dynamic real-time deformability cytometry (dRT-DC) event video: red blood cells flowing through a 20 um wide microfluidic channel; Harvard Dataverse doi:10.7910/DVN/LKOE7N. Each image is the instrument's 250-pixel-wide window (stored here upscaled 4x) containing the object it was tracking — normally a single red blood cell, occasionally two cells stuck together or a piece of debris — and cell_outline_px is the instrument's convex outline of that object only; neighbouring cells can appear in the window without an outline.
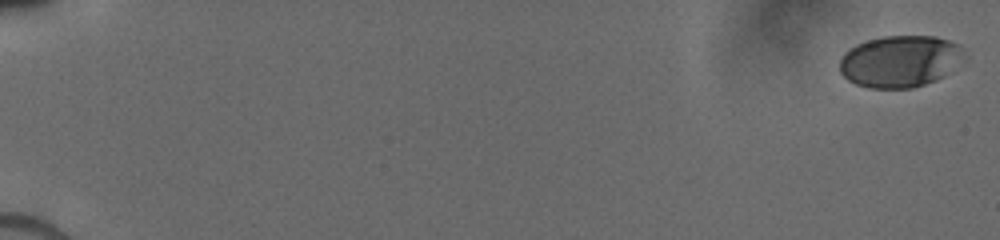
{"species": "human", "species_latin": "Homo sapiens", "temperature_condition": "cold", "stored_images_in_passage": 53, "camera_frame_rate_fps": 3000, "um_per_image_px": 0.085, "donor": {"sex": "male"}, "frame": {"image": 1, "passage_image": 1, "time_ms": 0.0, "image_size_px": [1000, 240], "cell_outline_px": [[956, 48], [944, 76], [936, 80], [912, 88], [868, 88], [856, 84], [848, 80], [840, 72], [840, 60], [844, 52], [856, 44], [868, 40], [884, 36], [936, 36], [948, 40], [956, 44]], "centroid_in_image_um": [76.27, 5.22], "position_along_channel_um": 8.7, "area_um2": 35.95}}
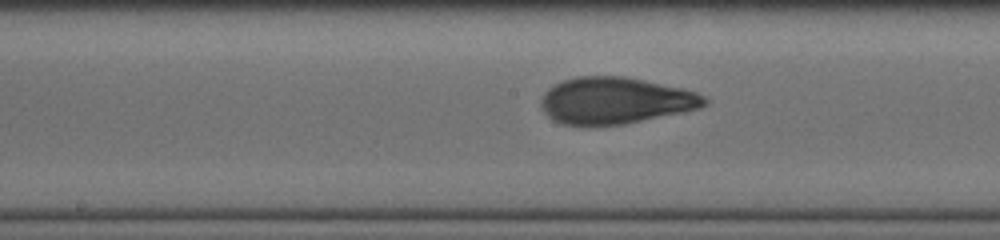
{"frame": {"image": 2, "passage_image": 30, "time_ms": 9.667, "image_size_px": [1000, 240], "cell_outline_px": [[708, 104], [700, 108], [684, 112], [624, 124], [588, 128], [564, 124], [552, 120], [540, 108], [540, 100], [544, 92], [548, 88], [564, 80], [576, 76], [624, 76], [644, 80], [680, 88], [696, 92], [704, 96], [708, 100]], "centroid_in_image_um": [52.25, 8.58], "position_along_channel_um": 195.9, "area_um2": 45.08}}
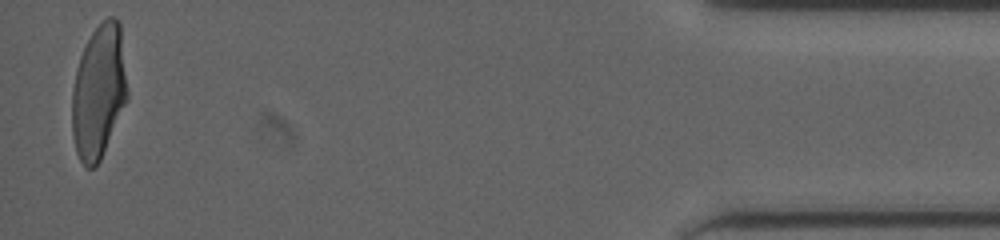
{"frame": {"image": 3, "passage_image": 52, "time_ms": 17.0, "image_size_px": [1000, 240], "cell_outline_px": [[128, 100], [100, 160], [92, 168], [88, 168], [80, 160], [76, 152], [72, 136], [72, 88], [80, 56], [92, 32], [108, 16], [116, 16], [120, 24], [128, 92]], "centroid_in_image_um": [8.4, 7.8], "position_along_channel_um": 426.8, "area_um2": 43.18}}